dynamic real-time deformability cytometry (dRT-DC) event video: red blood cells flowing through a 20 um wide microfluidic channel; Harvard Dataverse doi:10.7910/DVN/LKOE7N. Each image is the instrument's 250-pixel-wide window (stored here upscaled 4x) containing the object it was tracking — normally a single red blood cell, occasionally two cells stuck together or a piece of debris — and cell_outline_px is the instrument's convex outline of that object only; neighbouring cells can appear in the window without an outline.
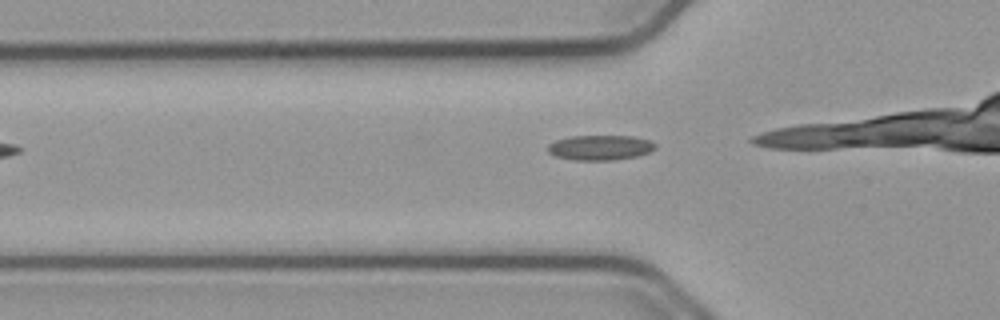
{"species": "common noctule bat (a hibernating species)", "species_latin": "Nyctalus noctula", "temperature_condition": "cold", "stored_images_in_passage": 4, "camera_frame_rate_fps": 3000, "um_per_image_px": 0.085, "animal": {"sex": "male", "body_mass_g": 23.1, "forearm_length_mm": 52.7}, "frame": {"image": 1, "passage_image": 2, "time_ms": 0.333, "image_size_px": [1000, 320], "cell_outline_px": [[656, 148], [648, 152], [636, 156], [612, 160], [576, 160], [556, 156], [548, 152], [548, 144], [556, 140], [572, 136], [632, 136], [648, 140], [656, 144]], "centroid_in_image_um": [51.0, 12.54], "position_along_channel_um": 74.8, "area_um2": 15.49}}